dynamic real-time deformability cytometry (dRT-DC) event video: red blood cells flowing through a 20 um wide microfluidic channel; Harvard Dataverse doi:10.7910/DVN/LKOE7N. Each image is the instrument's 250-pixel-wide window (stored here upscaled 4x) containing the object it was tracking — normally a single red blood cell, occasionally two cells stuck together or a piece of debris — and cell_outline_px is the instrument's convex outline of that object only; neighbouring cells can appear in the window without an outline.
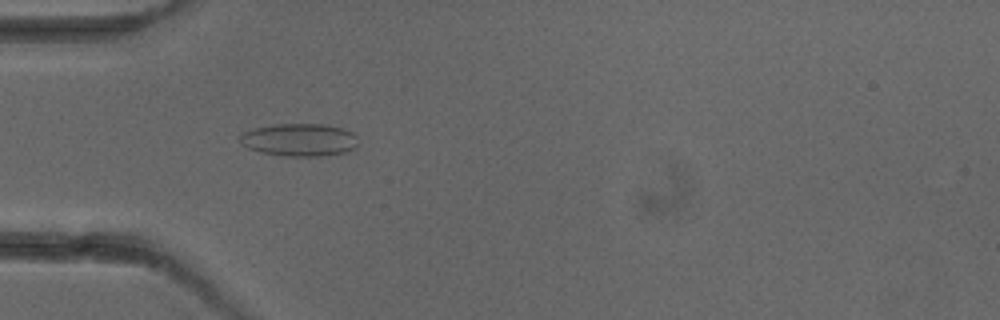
{"species": "common noctule bat (a hibernating species)", "species_latin": "Nyctalus noctula", "temperature_condition": "cold", "stored_images_in_passage": 4, "camera_frame_rate_fps": 3000, "um_per_image_px": 0.085, "animal": {"sex": "female"}, "frame": {"image": 1, "passage_image": 3, "time_ms": 3.333, "image_size_px": [1000, 320], "cell_outline_px": [[356, 148], [348, 152], [328, 156], [280, 156], [260, 152], [248, 148], [240, 144], [236, 140], [236, 136], [240, 132], [252, 128], [272, 124], [328, 124], [344, 128], [352, 132], [356, 136]], "centroid_in_image_um": [25.38, 11.88], "position_along_channel_um": 59.6, "area_um2": 23.35}}